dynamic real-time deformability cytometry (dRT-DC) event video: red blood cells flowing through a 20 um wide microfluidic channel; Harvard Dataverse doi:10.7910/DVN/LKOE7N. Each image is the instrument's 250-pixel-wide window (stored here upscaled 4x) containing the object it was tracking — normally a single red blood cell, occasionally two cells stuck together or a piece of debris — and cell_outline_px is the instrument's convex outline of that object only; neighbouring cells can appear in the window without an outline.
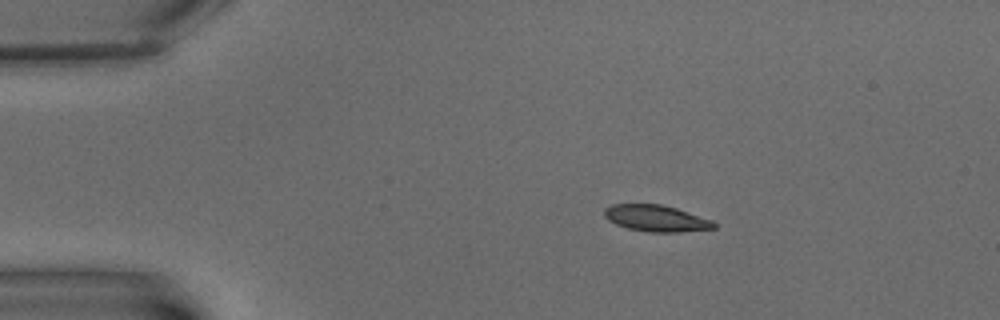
{"species": "common noctule bat (a hibernating species)", "species_latin": "Nyctalus noctula", "temperature_condition": "warm", "stored_images_in_passage": 6, "camera_frame_rate_fps": 3000, "um_per_image_px": 0.085, "animal": {"sex": "male", "body_mass_g": 15.6}, "frame": {"image": 1, "passage_image": 1, "time_ms": 0.0, "image_size_px": [1000, 320], "cell_outline_px": [[716, 228], [676, 232], [648, 232], [628, 228], [616, 224], [608, 220], [604, 216], [604, 208], [612, 204], [660, 204], [676, 208], [712, 220], [716, 224]], "centroid_in_image_um": [55.75, 18.55], "position_along_channel_um": 29.3, "area_um2": 16.82}}
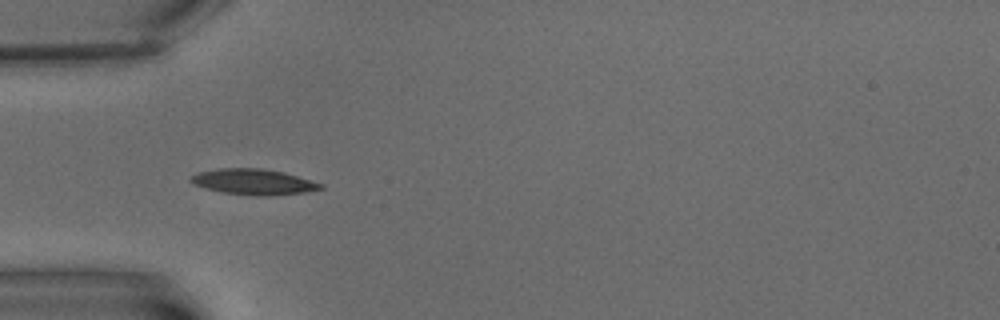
{"frame": {"image": 2, "passage_image": 3, "time_ms": 3.0, "image_size_px": [1000, 320], "cell_outline_px": [[324, 188], [304, 192], [268, 196], [256, 196], [220, 192], [192, 184], [188, 180], [192, 176], [200, 172], [220, 168], [260, 168], [284, 172], [324, 184]], "centroid_in_image_um": [21.55, 15.46], "position_along_channel_um": 63.5, "area_um2": 19.42}}
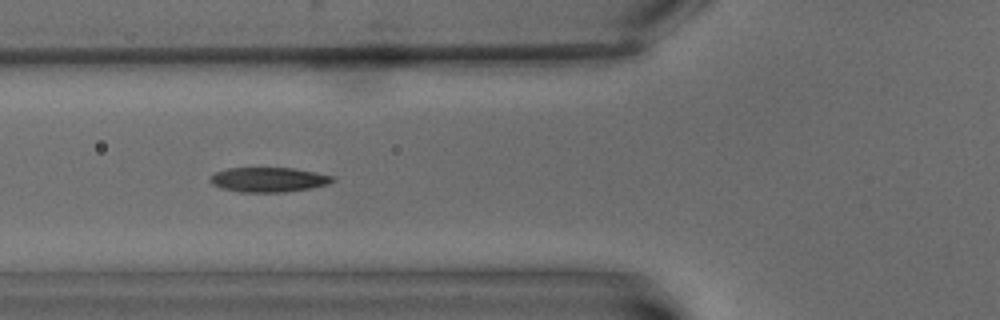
{"frame": {"image": 3, "passage_image": 4, "time_ms": 4.333, "image_size_px": [1000, 320], "cell_outline_px": [[336, 180], [328, 184], [308, 188], [284, 192], [240, 192], [224, 188], [212, 184], [208, 180], [208, 176], [216, 172], [228, 168], [296, 168], [316, 172], [332, 176]], "centroid_in_image_um": [22.81, 15.26], "position_along_channel_um": 103.0, "area_um2": 17.57}}